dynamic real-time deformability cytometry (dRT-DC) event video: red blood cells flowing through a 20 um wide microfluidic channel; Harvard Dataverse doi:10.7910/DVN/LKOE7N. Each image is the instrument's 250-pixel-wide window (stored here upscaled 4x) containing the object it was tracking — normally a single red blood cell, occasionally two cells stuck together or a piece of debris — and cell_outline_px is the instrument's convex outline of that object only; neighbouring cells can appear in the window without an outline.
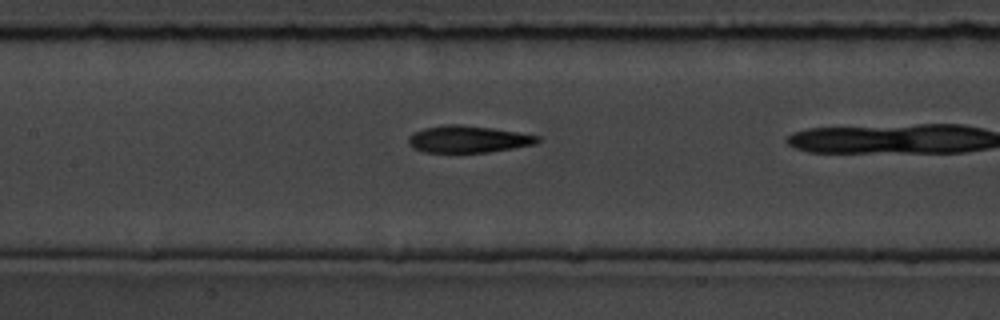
{"species": "common noctule bat (a hibernating species)", "species_latin": "Nyctalus noctula", "temperature_condition": "room temperature", "stored_images_in_passage": 11, "camera_frame_rate_fps": 3000, "um_per_image_px": 0.085, "animal": {"sex": "male", "body_mass_g": 19.5, "forearm_length_mm": 54.6}, "frame": {"image": 1, "passage_image": 10, "time_ms": 3.0, "image_size_px": [1000, 320], "cell_outline_px": [[540, 140], [536, 144], [488, 152], [424, 152], [408, 144], [408, 136], [412, 132], [424, 128], [448, 124], [460, 124], [492, 128], [540, 136]], "centroid_in_image_um": [39.77, 11.82], "position_along_channel_um": 167.6, "area_um2": 20.17}}